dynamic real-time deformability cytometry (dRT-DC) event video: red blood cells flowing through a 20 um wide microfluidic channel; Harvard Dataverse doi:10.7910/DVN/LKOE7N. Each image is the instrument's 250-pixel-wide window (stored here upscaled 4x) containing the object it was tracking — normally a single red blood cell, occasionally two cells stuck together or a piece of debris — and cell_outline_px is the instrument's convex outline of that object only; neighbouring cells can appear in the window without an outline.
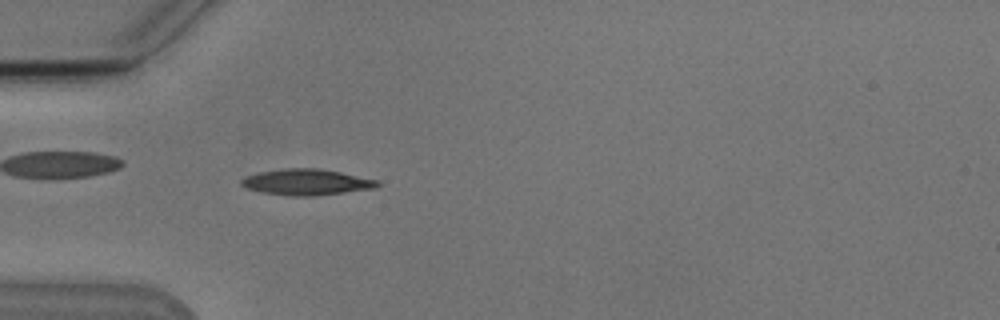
{"species": "Egyptian fruit bat (a non-hibernating species)", "species_latin": "Rousettus aegyptiacus", "temperature_condition": "cold", "stored_images_in_passage": 43, "camera_frame_rate_fps": 3000, "um_per_image_px": 0.085, "animal": {"sex": "male"}, "frame": {"image": 1, "passage_image": 6, "time_ms": 1.667, "image_size_px": [1000, 320], "cell_outline_px": [[380, 184], [376, 188], [312, 196], [292, 196], [260, 192], [248, 188], [240, 184], [240, 180], [248, 176], [260, 172], [284, 168], [320, 168], [380, 180]], "centroid_in_image_um": [26.09, 15.47], "position_along_channel_um": 58.9, "area_um2": 20.58}}
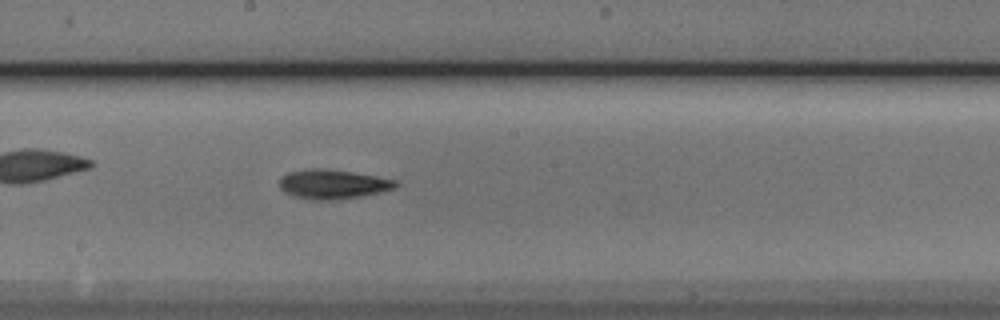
{"frame": {"image": 2, "passage_image": 19, "time_ms": 6.0, "image_size_px": [1000, 320], "cell_outline_px": [[400, 184], [396, 188], [380, 192], [360, 196], [332, 200], [312, 200], [292, 196], [284, 192], [280, 188], [280, 180], [288, 172], [308, 168], [320, 168], [352, 172], [396, 180]], "centroid_in_image_um": [28.28, 15.66], "position_along_channel_um": 219.9, "area_um2": 19.83}}
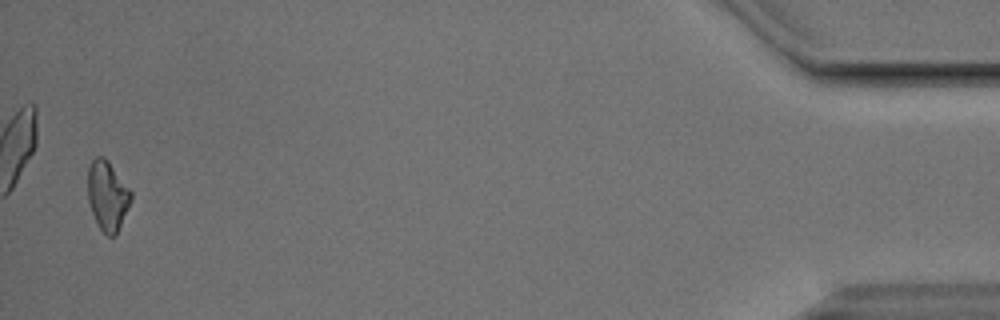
{"frame": {"image": 3, "passage_image": 42, "time_ms": 13.667, "image_size_px": [1000, 320], "cell_outline_px": [[132, 200], [116, 236], [108, 236], [100, 228], [92, 212], [88, 200], [88, 164], [96, 156], [104, 156], [108, 160], [132, 192]], "centroid_in_image_um": [9.14, 16.61], "position_along_channel_um": 426.1, "area_um2": 17.57}, "authors_computed_cell_mechanics": {"area_um2": 18.3804, "velocity_mm_per_s": 3.8265, "shape_relaxation_time_tau1_ms": 4.2209, "shape_relaxation_time_tau2_ms": null, "deformation_change_tau1": 0.1382, "deformation_change_tau2": null}}